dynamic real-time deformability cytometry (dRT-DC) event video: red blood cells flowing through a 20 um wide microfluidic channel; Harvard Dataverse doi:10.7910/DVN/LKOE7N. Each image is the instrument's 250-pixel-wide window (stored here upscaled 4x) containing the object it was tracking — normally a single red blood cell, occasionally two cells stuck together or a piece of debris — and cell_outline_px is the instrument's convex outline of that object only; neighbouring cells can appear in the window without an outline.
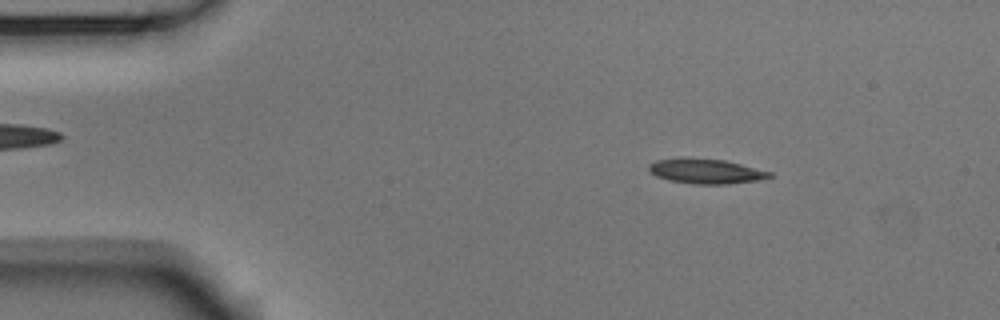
{"species": "Egyptian fruit bat (a non-hibernating species)", "species_latin": "Rousettus aegyptiacus", "temperature_condition": "room temperature", "stored_images_in_passage": 53, "camera_frame_rate_fps": 3000, "um_per_image_px": 0.085, "animal": {"sex": "male"}, "frame": {"image": 1, "passage_image": 7, "time_ms": 2.0, "image_size_px": [1000, 320], "cell_outline_px": [[772, 176], [760, 180], [728, 184], [692, 184], [668, 180], [656, 176], [648, 172], [648, 164], [656, 160], [680, 156], [724, 160], [772, 172]], "centroid_in_image_um": [59.93, 14.54], "position_along_channel_um": 25.1, "area_um2": 17.86}}
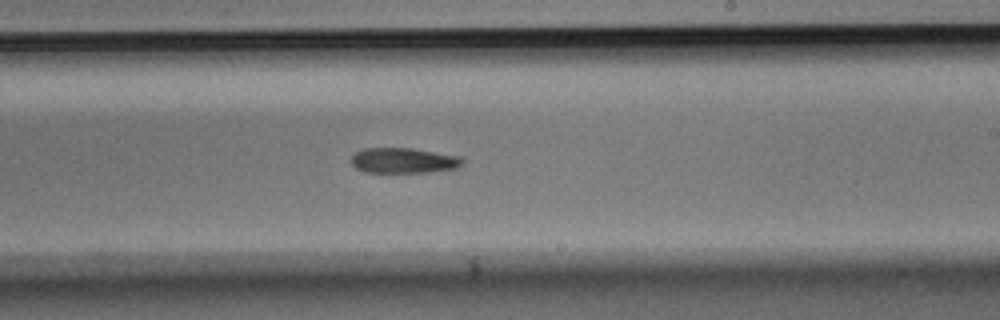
{"frame": {"image": 2, "passage_image": 31, "time_ms": 10.0, "image_size_px": [1000, 320], "cell_outline_px": [[464, 164], [456, 168], [428, 172], [364, 172], [356, 168], [352, 164], [352, 156], [356, 152], [364, 148], [412, 148], [464, 156]], "centroid_in_image_um": [34.36, 13.63], "position_along_channel_um": 254.6, "area_um2": 16.59}}
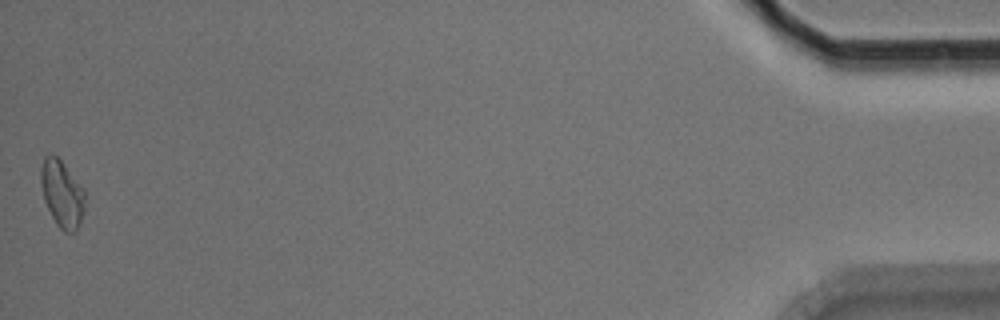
{"frame": {"image": 3, "passage_image": 53, "time_ms": 17.333, "image_size_px": [1000, 320], "cell_outline_px": [[84, 212], [80, 224], [76, 232], [64, 232], [56, 224], [44, 200], [40, 184], [40, 168], [44, 156], [48, 152], [52, 152], [60, 160], [84, 188]], "centroid_in_image_um": [5.25, 16.45], "position_along_channel_um": 429.9, "area_um2": 17.4}, "authors_computed_cell_mechanics": {"area_um2": 17.34, "velocity_mm_per_s": 3.6857, "shape_relaxation_time_tau1_ms": 4.5609, "shape_relaxation_time_tau2_ms": null, "deformation_change_tau1": 0.1522, "deformation_change_tau2": null}}